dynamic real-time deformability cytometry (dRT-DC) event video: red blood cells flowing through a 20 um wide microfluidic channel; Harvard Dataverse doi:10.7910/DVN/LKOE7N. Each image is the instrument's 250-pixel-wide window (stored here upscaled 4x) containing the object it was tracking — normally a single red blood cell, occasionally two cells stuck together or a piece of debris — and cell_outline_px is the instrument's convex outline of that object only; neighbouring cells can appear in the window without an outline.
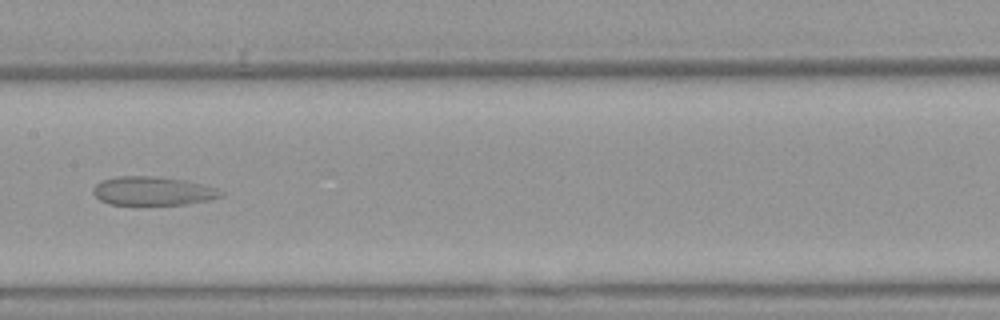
{"species": "Egyptian fruit bat (a non-hibernating species)", "species_latin": "Rousettus aegyptiacus", "temperature_condition": "warm", "stored_images_in_passage": 9, "camera_frame_rate_fps": 3000, "um_per_image_px": 0.085, "animal": {"sex": "female"}, "frame": {"image": 1, "passage_image": 8, "time_ms": 2.333, "image_size_px": [1000, 320], "cell_outline_px": [[224, 196], [208, 200], [184, 204], [108, 204], [100, 200], [92, 192], [92, 188], [100, 180], [116, 176], [156, 176], [184, 180], [200, 184], [224, 192]], "centroid_in_image_um": [12.93, 16.22], "position_along_channel_um": 194.5, "area_um2": 21.21}}
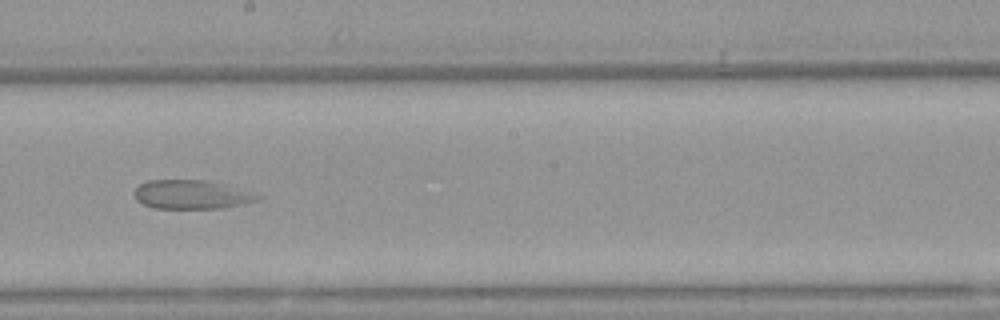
{"frame": {"image": 2, "passage_image": 9, "time_ms": 2.667, "image_size_px": [1000, 320], "cell_outline_px": [[264, 196], [260, 200], [220, 208], [152, 208], [136, 200], [132, 192], [140, 184], [148, 180], [208, 180]], "centroid_in_image_um": [16.24, 16.53], "position_along_channel_um": 232.0, "area_um2": 20.63}}